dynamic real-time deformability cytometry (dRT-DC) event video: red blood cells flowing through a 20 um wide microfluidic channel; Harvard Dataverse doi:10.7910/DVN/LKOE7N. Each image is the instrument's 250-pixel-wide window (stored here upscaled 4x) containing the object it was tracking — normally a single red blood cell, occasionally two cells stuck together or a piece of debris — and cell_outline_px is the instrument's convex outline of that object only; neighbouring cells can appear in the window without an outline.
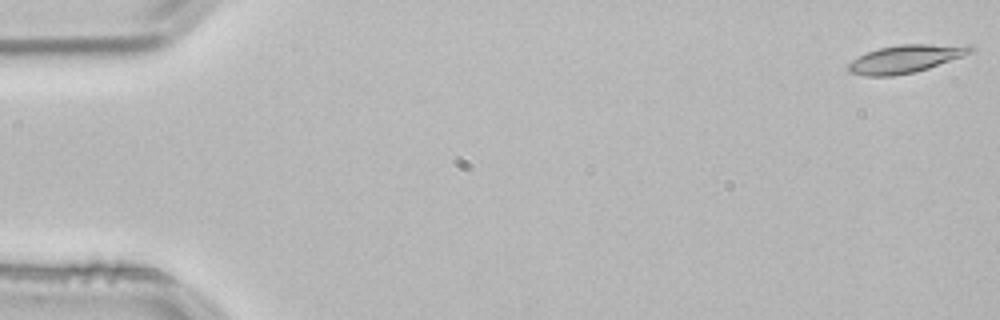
{"species": "common noctule bat (a hibernating species)", "species_latin": "Nyctalus noctula", "temperature_condition": "room temperature", "stored_images_in_passage": 3, "camera_frame_rate_fps": 3000, "um_per_image_px": 0.085, "animal": {"sex": "male", "body_mass_g": 21.5, "forearm_length_mm": 52.0}, "frame": {"image": 1, "passage_image": 1, "time_ms": 0.0, "image_size_px": [1000, 320], "cell_outline_px": [[976, 48], [972, 52], [928, 68], [912, 72], [892, 76], [864, 76], [848, 72], [848, 64], [852, 60], [868, 52], [880, 48], [900, 44], [972, 44]], "centroid_in_image_um": [77.01, 4.98], "position_along_channel_um": 8.0, "area_um2": 19.77}}
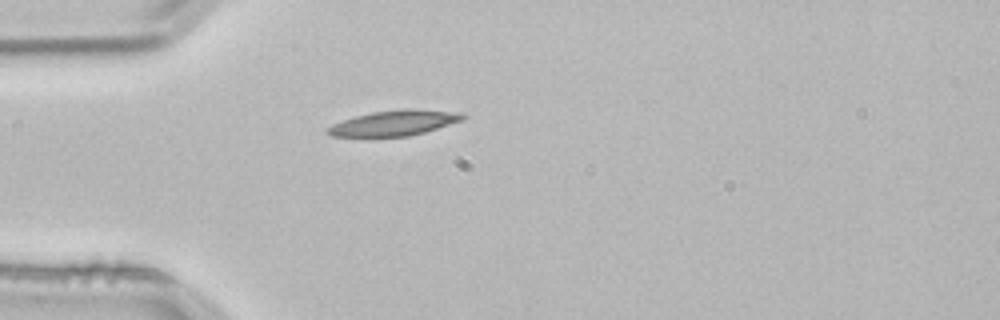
{"frame": {"image": 2, "passage_image": 3, "time_ms": 0.667, "image_size_px": [1000, 320], "cell_outline_px": [[468, 116], [464, 120], [424, 132], [408, 136], [332, 136], [324, 132], [324, 128], [332, 124], [356, 116], [372, 112], [400, 108], [416, 108], [464, 112]], "centroid_in_image_um": [33.57, 10.43], "position_along_channel_um": 51.4, "area_um2": 20.29}}